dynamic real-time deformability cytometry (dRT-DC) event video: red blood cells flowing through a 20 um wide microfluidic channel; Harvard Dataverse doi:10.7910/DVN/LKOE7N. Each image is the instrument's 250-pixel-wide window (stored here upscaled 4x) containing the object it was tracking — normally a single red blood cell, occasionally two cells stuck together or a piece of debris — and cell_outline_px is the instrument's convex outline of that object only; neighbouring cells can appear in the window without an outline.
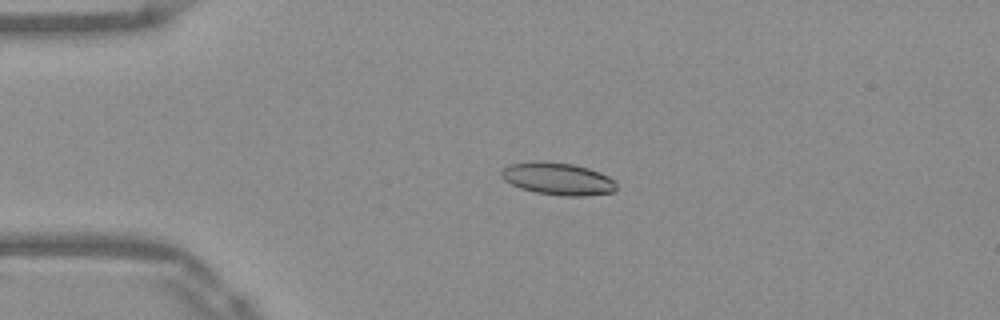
{"species": "Egyptian fruit bat (a non-hibernating species)", "species_latin": "Rousettus aegyptiacus", "temperature_condition": "warm", "stored_images_in_passage": 51, "camera_frame_rate_fps": 3000, "um_per_image_px": 0.085, "frame": {"image": 1, "passage_image": 11, "time_ms": 3.333, "image_size_px": [1000, 320], "cell_outline_px": [[616, 192], [584, 196], [560, 196], [536, 192], [520, 188], [504, 180], [500, 176], [500, 172], [508, 164], [540, 160], [572, 164], [588, 168], [600, 172], [616, 180]], "centroid_in_image_um": [47.43, 15.19], "position_along_channel_um": 37.6, "area_um2": 21.96}}
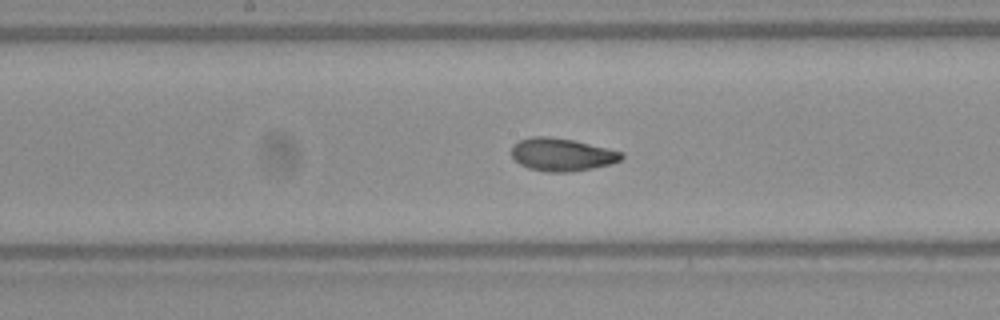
{"frame": {"image": 2, "passage_image": 26, "time_ms": 8.333, "image_size_px": [1000, 320], "cell_outline_px": [[624, 156], [620, 160], [612, 164], [592, 168], [568, 172], [548, 172], [528, 168], [520, 164], [512, 156], [512, 144], [520, 140], [532, 136], [548, 136], [572, 140], [608, 148], [624, 152]], "centroid_in_image_um": [47.77, 13.14], "position_along_channel_um": 200.4, "area_um2": 21.04}}
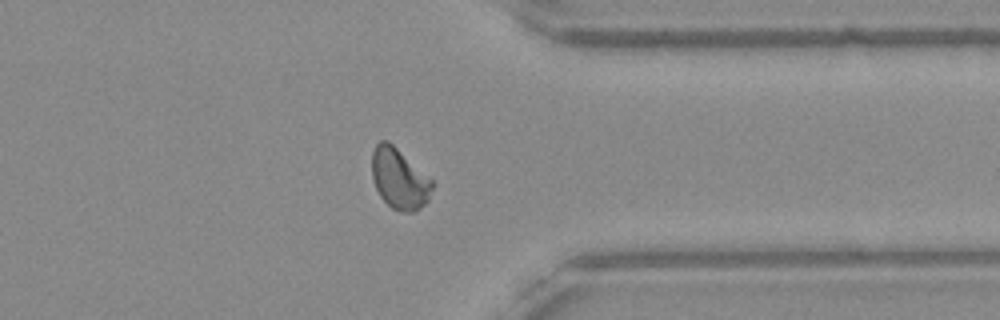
{"frame": {"image": 3, "passage_image": 40, "time_ms": 13.0, "image_size_px": [1000, 320], "cell_outline_px": [[436, 184], [428, 200], [420, 208], [412, 212], [400, 212], [392, 208], [380, 196], [376, 188], [372, 176], [372, 152], [376, 144], [380, 140], [388, 140], [432, 180]], "centroid_in_image_um": [33.95, 15.2], "position_along_channel_um": 377.5, "area_um2": 21.27}, "authors_computed_cell_mechanics": {"area_um2": 20.9236, "velocity_mm_per_s": 3.9187, "shape_relaxation_time_tau1_ms": 4.2949, "shape_relaxation_time_tau2_ms": 1.008, "deformation_change_tau1": 0.1388, "deformation_change_tau2": 0.0581}}